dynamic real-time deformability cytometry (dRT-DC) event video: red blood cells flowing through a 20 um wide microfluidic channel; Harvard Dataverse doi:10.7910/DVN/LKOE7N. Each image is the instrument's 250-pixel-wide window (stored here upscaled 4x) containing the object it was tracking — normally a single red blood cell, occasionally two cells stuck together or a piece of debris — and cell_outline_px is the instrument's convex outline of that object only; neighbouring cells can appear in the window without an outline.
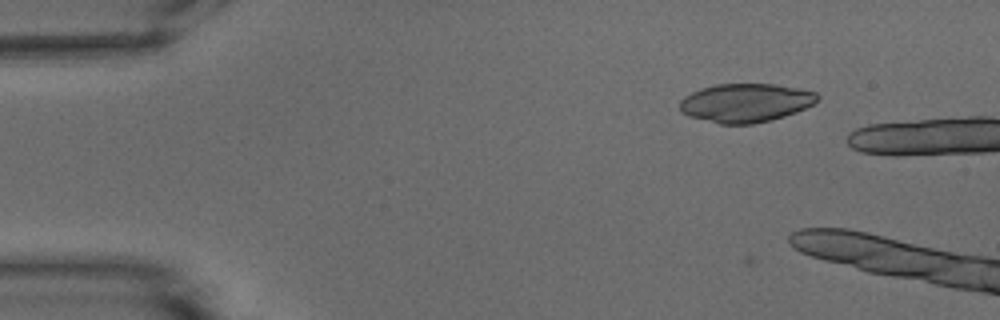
{"species": "common noctule bat (a hibernating species)", "species_latin": "Nyctalus noctula", "temperature_condition": "warm", "stored_images_in_passage": 12, "camera_frame_rate_fps": 3000, "um_per_image_px": 0.085, "animal": {"sex": "male", "body_mass_g": 15.6}, "frame": {"image": 1, "passage_image": 7, "time_ms": 2.0, "image_size_px": [1000, 320], "cell_outline_px": [[820, 96], [812, 104], [796, 112], [772, 120], [752, 124], [720, 124], [688, 116], [680, 112], [680, 100], [684, 96], [700, 88], [716, 84], [776, 84], [800, 88], [816, 92]], "centroid_in_image_um": [63.36, 8.74], "position_along_channel_um": 21.6, "area_um2": 31.15}}